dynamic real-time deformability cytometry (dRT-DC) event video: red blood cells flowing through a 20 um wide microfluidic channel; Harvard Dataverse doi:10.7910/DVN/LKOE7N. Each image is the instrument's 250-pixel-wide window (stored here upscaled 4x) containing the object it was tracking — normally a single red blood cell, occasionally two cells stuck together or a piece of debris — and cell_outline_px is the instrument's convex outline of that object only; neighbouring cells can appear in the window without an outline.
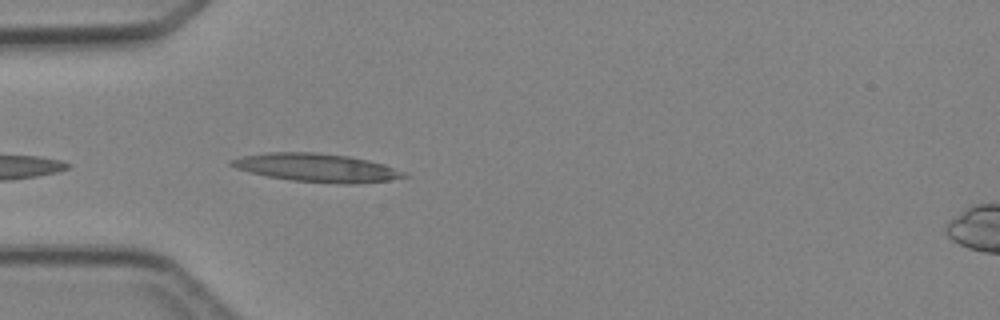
{"species": "Egyptian fruit bat (a non-hibernating species)", "species_latin": "Rousettus aegyptiacus", "temperature_condition": "cold", "stored_images_in_passage": 4, "camera_frame_rate_fps": 3000, "um_per_image_px": 0.085, "animal": {"sex": "female"}, "frame": {"image": 1, "passage_image": 4, "time_ms": 3.667, "image_size_px": [1000, 320], "cell_outline_px": [[412, 176], [388, 180], [356, 184], [344, 184], [292, 180], [268, 176], [236, 168], [228, 164], [228, 160], [240, 156], [268, 152], [316, 152], [348, 156], [368, 160], [384, 164], [404, 172]], "centroid_in_image_um": [26.92, 14.25], "position_along_channel_um": 58.1, "area_um2": 28.44}}